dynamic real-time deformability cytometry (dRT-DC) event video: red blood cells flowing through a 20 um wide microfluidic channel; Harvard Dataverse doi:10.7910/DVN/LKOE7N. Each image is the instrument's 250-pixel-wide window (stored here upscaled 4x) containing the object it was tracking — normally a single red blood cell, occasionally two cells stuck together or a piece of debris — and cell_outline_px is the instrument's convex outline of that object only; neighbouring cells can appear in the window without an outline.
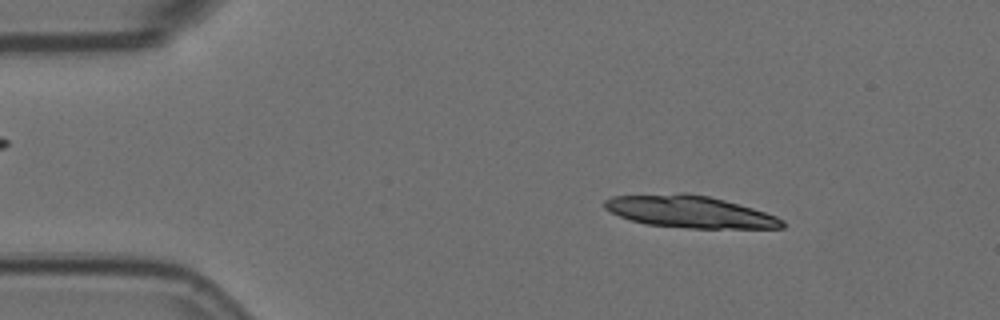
{"species": "Egyptian fruit bat (a non-hibernating species)", "species_latin": "Rousettus aegyptiacus", "temperature_condition": "room temperature", "stored_images_in_passage": 15, "camera_frame_rate_fps": 3000, "um_per_image_px": 0.085, "animal": {"sex": "female"}, "frame": {"image": 1, "passage_image": 7, "time_ms": 2.0, "image_size_px": [1000, 320], "cell_outline_px": [[784, 228], [688, 228], [644, 224], [620, 216], [604, 208], [604, 200], [612, 196], [680, 192], [684, 192], [708, 196], [724, 200], [752, 208], [776, 216], [784, 220]], "centroid_in_image_um": [58.6, 17.99], "position_along_channel_um": 26.4, "area_um2": 33.18}}